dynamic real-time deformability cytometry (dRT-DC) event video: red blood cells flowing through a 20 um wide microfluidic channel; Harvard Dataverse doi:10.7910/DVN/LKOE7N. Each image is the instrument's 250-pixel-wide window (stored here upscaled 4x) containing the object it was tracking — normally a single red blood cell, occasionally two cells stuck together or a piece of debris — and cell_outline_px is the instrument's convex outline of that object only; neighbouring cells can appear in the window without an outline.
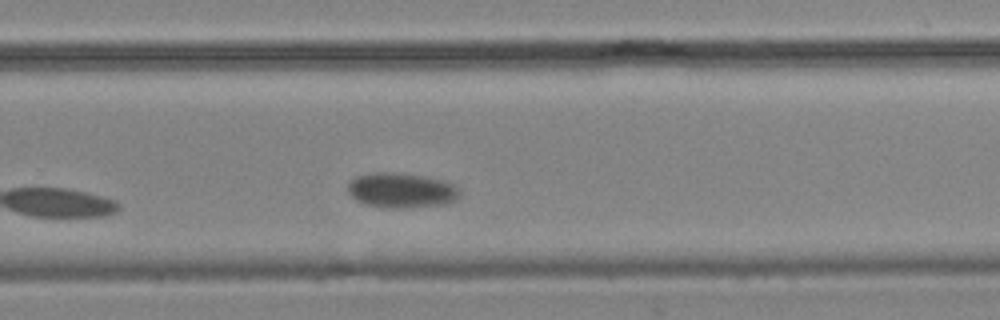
{"species": "common noctule bat (a hibernating species)", "species_latin": "Nyctalus noctula", "temperature_condition": "cold", "stored_images_in_passage": 10, "camera_frame_rate_fps": 3000, "um_per_image_px": 0.085, "animal": {"sex": "male", "body_mass_g": 19.2, "forearm_length_mm": 51.8}, "frame": {"image": 1, "passage_image": 10, "time_ms": 10.333, "image_size_px": [1000, 320], "cell_outline_px": [[460, 196], [456, 200], [448, 204], [404, 208], [384, 208], [364, 204], [356, 200], [348, 192], [348, 180], [356, 176], [376, 172], [392, 172], [424, 176], [444, 180], [452, 184], [460, 192]], "centroid_in_image_um": [34.1, 16.19], "position_along_channel_um": 295.7, "area_um2": 23.06}}